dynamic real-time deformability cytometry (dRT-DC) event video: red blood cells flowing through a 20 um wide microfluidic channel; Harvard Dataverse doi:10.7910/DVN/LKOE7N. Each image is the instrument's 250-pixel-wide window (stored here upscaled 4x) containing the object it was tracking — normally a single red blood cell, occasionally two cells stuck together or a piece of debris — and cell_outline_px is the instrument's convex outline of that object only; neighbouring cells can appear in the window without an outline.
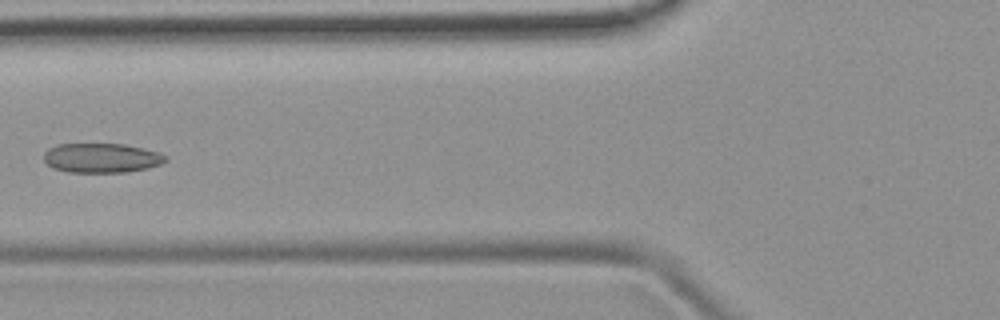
{"species": "common noctule bat (a hibernating species)", "species_latin": "Nyctalus noctula", "temperature_condition": "room temperature", "stored_images_in_passage": 5, "camera_frame_rate_fps": 3000, "um_per_image_px": 0.085, "animal": {"sex": "female", "body_mass_g": 19.9}, "frame": {"image": 1, "passage_image": 5, "time_ms": 4.667, "image_size_px": [1000, 320], "cell_outline_px": [[168, 160], [160, 164], [148, 168], [128, 172], [68, 172], [52, 168], [44, 160], [44, 152], [48, 148], [56, 144], [124, 144], [160, 152], [168, 156]], "centroid_in_image_um": [8.64, 13.42], "position_along_channel_um": 117.2, "area_um2": 21.1}}